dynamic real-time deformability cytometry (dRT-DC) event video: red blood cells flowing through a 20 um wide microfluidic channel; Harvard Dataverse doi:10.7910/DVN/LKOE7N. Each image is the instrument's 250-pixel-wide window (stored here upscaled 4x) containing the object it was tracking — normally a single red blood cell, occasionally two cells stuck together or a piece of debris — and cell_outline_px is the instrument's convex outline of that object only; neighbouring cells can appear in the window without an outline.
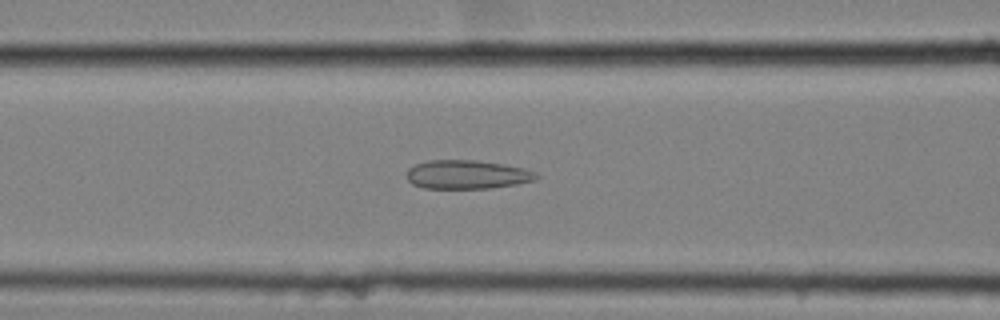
{"species": "common noctule bat (a hibernating species)", "species_latin": "Nyctalus noctula", "temperature_condition": "cold", "stored_images_in_passage": 57, "camera_frame_rate_fps": 3000, "um_per_image_px": 0.085, "animal": {"sex": "female", "body_mass_g": 25.1}, "frame": {"image": 1, "passage_image": 24, "time_ms": 7.667, "image_size_px": [1000, 320], "cell_outline_px": [[540, 176], [536, 180], [516, 184], [492, 188], [424, 188], [412, 184], [408, 180], [408, 168], [416, 164], [432, 160], [476, 160], [504, 164], [524, 168], [536, 172]], "centroid_in_image_um": [39.74, 14.83], "position_along_channel_um": 126.9, "area_um2": 21.73}}
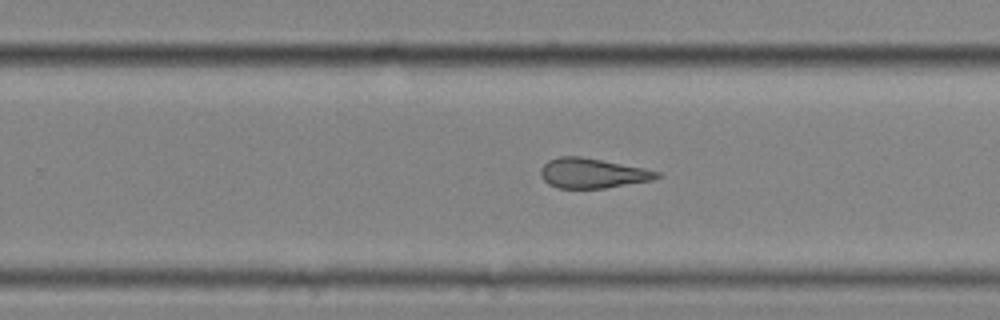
{"frame": {"image": 2, "passage_image": 37, "time_ms": 12.0, "image_size_px": [1000, 320], "cell_outline_px": [[664, 176], [652, 180], [604, 188], [556, 188], [548, 184], [544, 180], [540, 172], [540, 168], [548, 160], [560, 156], [580, 156], [644, 168], [660, 172]], "centroid_in_image_um": [50.36, 14.72], "position_along_channel_um": 279.4, "area_um2": 20.23}}
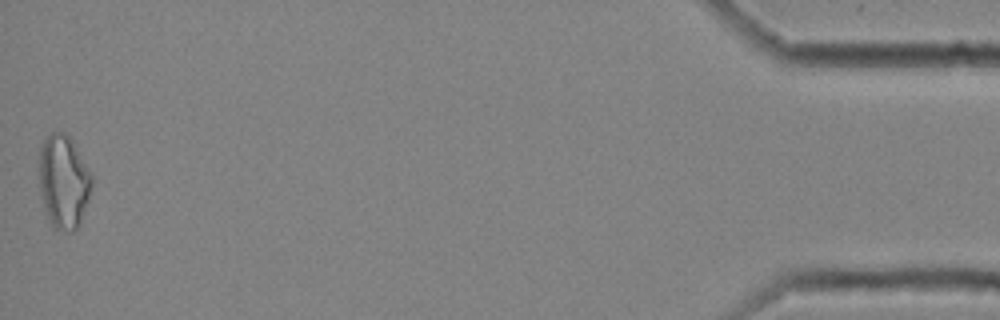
{"frame": {"image": 3, "passage_image": 57, "time_ms": 18.667, "image_size_px": [1000, 320], "cell_outline_px": [[92, 184], [88, 200], [80, 224], [72, 232], [64, 232], [52, 228], [48, 220], [40, 196], [40, 148], [44, 140], [52, 132], [68, 132], [92, 176]], "centroid_in_image_um": [5.4, 15.47], "position_along_channel_um": 429.8, "area_um2": 28.84}, "authors_computed_cell_mechanics": {"area_um2": 22.7732, "velocity_mm_per_s": 3.5271, "shape_relaxation_time_tau1_ms": null, "shape_relaxation_time_tau2_ms": 3.0234, "deformation_change_tau1": null, "deformation_change_tau2": 0.1232}}